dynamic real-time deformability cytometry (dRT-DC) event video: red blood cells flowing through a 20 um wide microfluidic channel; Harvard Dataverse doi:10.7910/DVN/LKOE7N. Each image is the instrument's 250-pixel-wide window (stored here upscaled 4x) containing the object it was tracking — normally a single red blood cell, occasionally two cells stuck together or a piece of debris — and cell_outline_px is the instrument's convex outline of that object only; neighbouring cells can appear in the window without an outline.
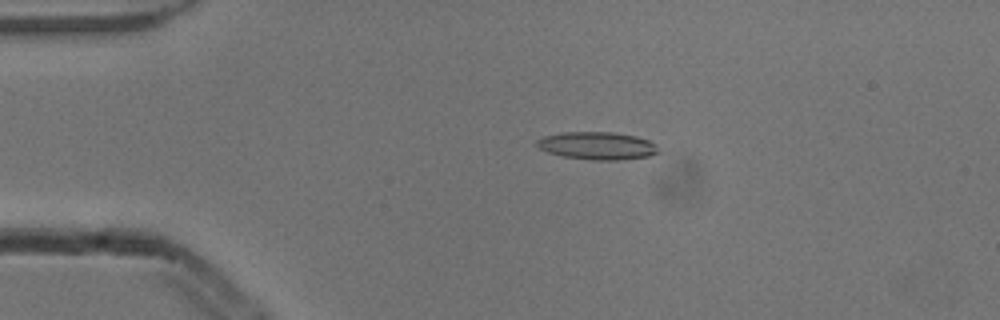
{"species": "common noctule bat (a hibernating species)", "species_latin": "Nyctalus noctula", "temperature_condition": "cold", "stored_images_in_passage": 3, "camera_frame_rate_fps": 3000, "um_per_image_px": 0.085, "animal": {"sex": "male", "body_mass_g": 13.3}, "frame": {"image": 1, "passage_image": 3, "time_ms": 0.667, "image_size_px": [1000, 320], "cell_outline_px": [[660, 152], [648, 156], [616, 160], [592, 160], [564, 156], [548, 152], [540, 148], [536, 144], [536, 140], [544, 136], [560, 132], [612, 132], [636, 136], [648, 140], [656, 144]], "centroid_in_image_um": [50.77, 12.38], "position_along_channel_um": 34.2, "area_um2": 19.54}}